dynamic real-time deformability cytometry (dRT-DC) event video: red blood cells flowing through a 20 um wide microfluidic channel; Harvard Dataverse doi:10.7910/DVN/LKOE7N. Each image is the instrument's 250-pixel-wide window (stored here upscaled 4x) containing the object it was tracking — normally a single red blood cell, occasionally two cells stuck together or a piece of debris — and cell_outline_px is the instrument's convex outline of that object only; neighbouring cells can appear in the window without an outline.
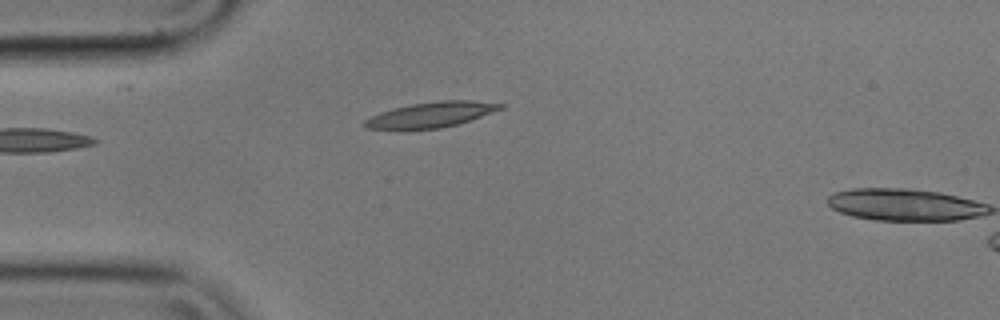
{"species": "common noctule bat (a hibernating species)", "species_latin": "Nyctalus noctula", "temperature_condition": "cold", "stored_images_in_passage": 6, "camera_frame_rate_fps": 3000, "um_per_image_px": 0.085, "animal": {"sex": "male", "body_mass_g": 17.9}, "frame": {"image": 1, "passage_image": 5, "time_ms": 1.333, "image_size_px": [1000, 320], "cell_outline_px": [[508, 104], [504, 108], [456, 124], [440, 128], [396, 132], [364, 128], [360, 124], [364, 120], [380, 112], [392, 108], [412, 104], [440, 100], [472, 100]], "centroid_in_image_um": [36.52, 9.79], "position_along_channel_um": 48.5, "area_um2": 20.81}}